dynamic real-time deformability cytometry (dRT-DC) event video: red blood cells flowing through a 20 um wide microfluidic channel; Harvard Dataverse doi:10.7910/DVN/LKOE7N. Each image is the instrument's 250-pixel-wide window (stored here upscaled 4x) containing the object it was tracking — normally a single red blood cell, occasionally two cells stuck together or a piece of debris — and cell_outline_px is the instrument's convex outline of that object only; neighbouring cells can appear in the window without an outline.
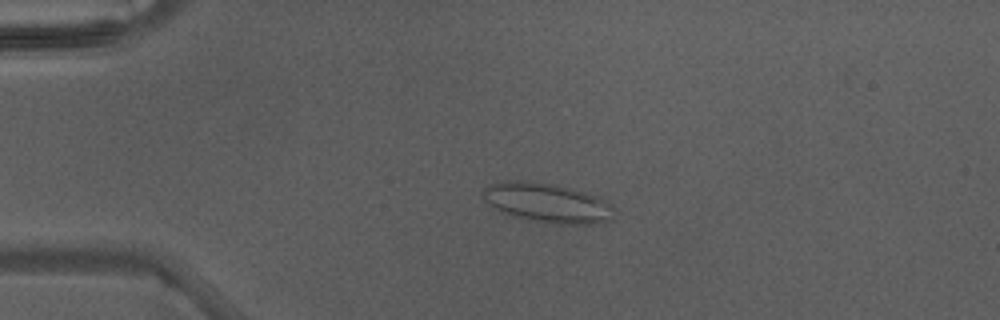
{"species": "Egyptian fruit bat (a non-hibernating species)", "species_latin": "Rousettus aegyptiacus", "temperature_condition": "warm", "stored_images_in_passage": 4, "camera_frame_rate_fps": 3000, "um_per_image_px": 0.085, "animal": {"sex": "male"}, "frame": {"image": 1, "passage_image": 2, "time_ms": 0.333, "image_size_px": [1000, 320], "cell_outline_px": [[616, 216], [612, 220], [600, 224], [556, 224], [528, 220], [512, 216], [500, 212], [492, 208], [488, 204], [480, 192], [488, 184], [504, 180], [516, 180], [552, 184], [604, 196], [612, 204]], "centroid_in_image_um": [46.57, 17.25], "position_along_channel_um": 38.4, "area_um2": 31.1}}